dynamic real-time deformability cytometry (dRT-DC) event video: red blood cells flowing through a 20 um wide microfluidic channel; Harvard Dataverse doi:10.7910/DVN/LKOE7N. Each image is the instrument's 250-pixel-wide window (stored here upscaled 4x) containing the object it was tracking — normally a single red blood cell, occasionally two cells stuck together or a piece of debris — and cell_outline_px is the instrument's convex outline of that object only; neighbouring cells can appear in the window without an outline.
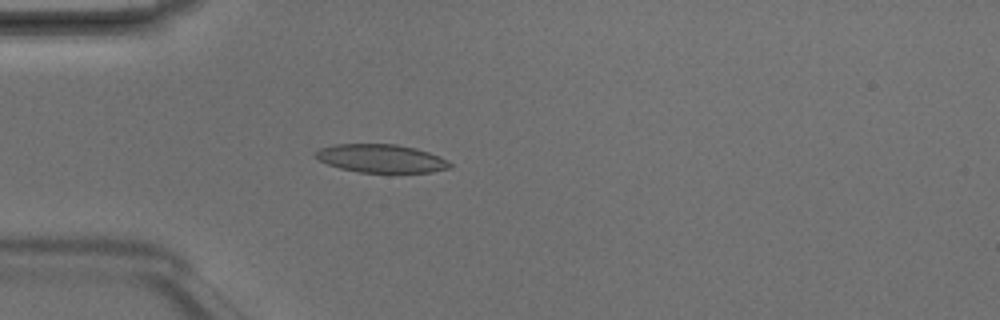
{"species": "Egyptian fruit bat (a non-hibernating species)", "species_latin": "Rousettus aegyptiacus", "temperature_condition": "room temperature", "stored_images_in_passage": 4, "camera_frame_rate_fps": 3000, "um_per_image_px": 0.085, "animal": {"sex": "male"}, "frame": {"image": 1, "passage_image": 4, "time_ms": 1.0, "image_size_px": [1000, 320], "cell_outline_px": [[452, 164], [448, 168], [432, 172], [360, 172], [340, 168], [328, 164], [320, 160], [316, 156], [316, 152], [320, 148], [336, 144], [396, 144], [416, 148], [440, 156], [448, 160]], "centroid_in_image_um": [32.42, 13.46], "position_along_channel_um": 52.6, "area_um2": 21.91}}